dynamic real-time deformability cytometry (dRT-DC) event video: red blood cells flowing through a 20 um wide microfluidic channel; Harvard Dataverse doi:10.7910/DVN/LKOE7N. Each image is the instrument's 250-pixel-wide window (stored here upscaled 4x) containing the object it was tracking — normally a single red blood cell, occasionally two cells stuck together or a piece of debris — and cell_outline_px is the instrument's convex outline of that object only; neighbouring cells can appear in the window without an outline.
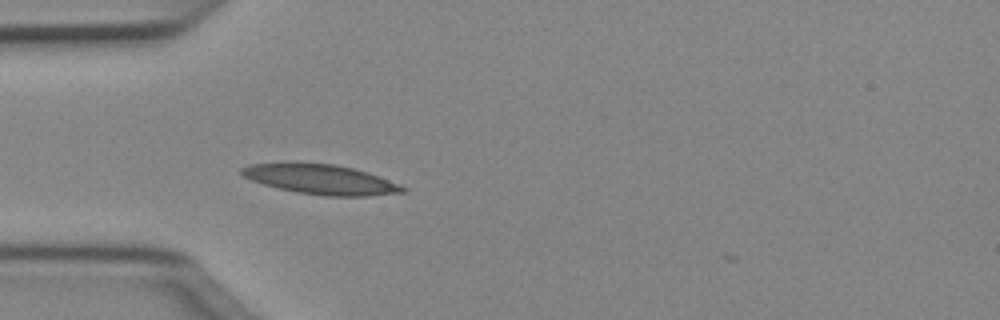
{"species": "Egyptian fruit bat (a non-hibernating species)", "species_latin": "Rousettus aegyptiacus", "temperature_condition": "cold", "stored_images_in_passage": 35, "camera_frame_rate_fps": 3000, "um_per_image_px": 0.085, "animal": {"sex": "female"}, "frame": {"image": 1, "passage_image": 1, "time_ms": 0.0, "image_size_px": [1000, 320], "cell_outline_px": [[408, 192], [368, 196], [324, 196], [296, 192], [264, 184], [252, 180], [244, 176], [240, 172], [240, 168], [248, 164], [284, 160], [296, 160], [336, 164], [368, 172], [400, 184], [408, 188]], "centroid_in_image_um": [27.23, 15.2], "position_along_channel_um": 57.8, "area_um2": 29.02}}
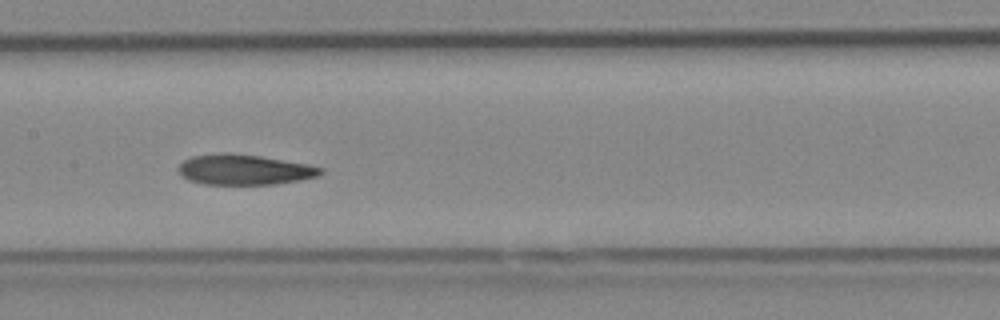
{"frame": {"image": 2, "passage_image": 11, "time_ms": 3.333, "image_size_px": [1000, 320], "cell_outline_px": [[324, 172], [316, 176], [300, 180], [276, 184], [204, 184], [188, 180], [180, 176], [176, 168], [184, 160], [192, 156], [220, 152], [228, 152], [260, 156], [308, 164], [324, 168]], "centroid_in_image_um": [20.72, 14.41], "position_along_channel_um": 186.7, "area_um2": 25.37}}
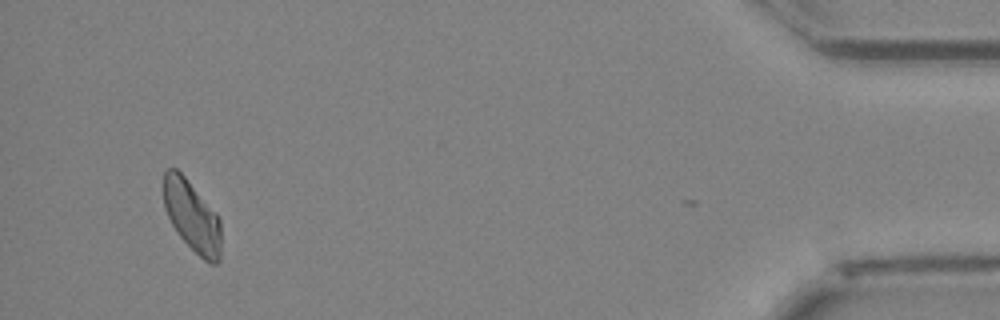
{"frame": {"image": 3, "passage_image": 34, "time_ms": 11.0, "image_size_px": [1000, 320], "cell_outline_px": [[220, 260], [216, 264], [208, 264], [176, 232], [164, 208], [164, 172], [168, 168], [176, 168], [184, 176], [216, 212], [220, 220]], "centroid_in_image_um": [16.33, 18.38], "position_along_channel_um": 418.9, "area_um2": 23.58}, "authors_computed_cell_mechanics": {"area_um2": 25.3742, "velocity_mm_per_s": 3.9936, "shape_relaxation_time_tau1_ms": 11.0515, "shape_relaxation_time_tau2_ms": 3.4699, "deformation_change_tau1": 0.2384, "deformation_change_tau2": 0.0935}}